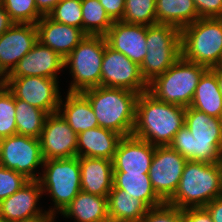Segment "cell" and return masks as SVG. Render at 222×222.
Listing matches in <instances>:
<instances>
[{
  "label": "cell",
  "mask_w": 222,
  "mask_h": 222,
  "mask_svg": "<svg viewBox=\"0 0 222 222\" xmlns=\"http://www.w3.org/2000/svg\"><path fill=\"white\" fill-rule=\"evenodd\" d=\"M141 222H184L183 209L164 203L150 208Z\"/></svg>",
  "instance_id": "cell-36"
},
{
  "label": "cell",
  "mask_w": 222,
  "mask_h": 222,
  "mask_svg": "<svg viewBox=\"0 0 222 222\" xmlns=\"http://www.w3.org/2000/svg\"><path fill=\"white\" fill-rule=\"evenodd\" d=\"M60 1L61 0H35V4L38 11L45 16L48 15Z\"/></svg>",
  "instance_id": "cell-42"
},
{
  "label": "cell",
  "mask_w": 222,
  "mask_h": 222,
  "mask_svg": "<svg viewBox=\"0 0 222 222\" xmlns=\"http://www.w3.org/2000/svg\"><path fill=\"white\" fill-rule=\"evenodd\" d=\"M190 107L214 118L222 117V92L216 74L211 69H207L200 77Z\"/></svg>",
  "instance_id": "cell-24"
},
{
  "label": "cell",
  "mask_w": 222,
  "mask_h": 222,
  "mask_svg": "<svg viewBox=\"0 0 222 222\" xmlns=\"http://www.w3.org/2000/svg\"><path fill=\"white\" fill-rule=\"evenodd\" d=\"M49 114L27 102L15 99V122L18 135L38 138Z\"/></svg>",
  "instance_id": "cell-29"
},
{
  "label": "cell",
  "mask_w": 222,
  "mask_h": 222,
  "mask_svg": "<svg viewBox=\"0 0 222 222\" xmlns=\"http://www.w3.org/2000/svg\"><path fill=\"white\" fill-rule=\"evenodd\" d=\"M36 27L38 41L63 59L87 36L82 29L56 22L48 15L43 16Z\"/></svg>",
  "instance_id": "cell-18"
},
{
  "label": "cell",
  "mask_w": 222,
  "mask_h": 222,
  "mask_svg": "<svg viewBox=\"0 0 222 222\" xmlns=\"http://www.w3.org/2000/svg\"><path fill=\"white\" fill-rule=\"evenodd\" d=\"M155 9L157 23L180 30L199 19L194 0H156Z\"/></svg>",
  "instance_id": "cell-28"
},
{
  "label": "cell",
  "mask_w": 222,
  "mask_h": 222,
  "mask_svg": "<svg viewBox=\"0 0 222 222\" xmlns=\"http://www.w3.org/2000/svg\"><path fill=\"white\" fill-rule=\"evenodd\" d=\"M57 84V79L45 77H5V85L15 99L23 100L48 114L59 110L61 96Z\"/></svg>",
  "instance_id": "cell-11"
},
{
  "label": "cell",
  "mask_w": 222,
  "mask_h": 222,
  "mask_svg": "<svg viewBox=\"0 0 222 222\" xmlns=\"http://www.w3.org/2000/svg\"><path fill=\"white\" fill-rule=\"evenodd\" d=\"M113 186L142 200L149 208L165 203L154 191L148 173L114 172Z\"/></svg>",
  "instance_id": "cell-25"
},
{
  "label": "cell",
  "mask_w": 222,
  "mask_h": 222,
  "mask_svg": "<svg viewBox=\"0 0 222 222\" xmlns=\"http://www.w3.org/2000/svg\"><path fill=\"white\" fill-rule=\"evenodd\" d=\"M38 42L36 24L15 23L0 36V72L6 77Z\"/></svg>",
  "instance_id": "cell-15"
},
{
  "label": "cell",
  "mask_w": 222,
  "mask_h": 222,
  "mask_svg": "<svg viewBox=\"0 0 222 222\" xmlns=\"http://www.w3.org/2000/svg\"><path fill=\"white\" fill-rule=\"evenodd\" d=\"M147 54L140 65L142 77L150 83L165 73L181 56V30L169 24L146 26Z\"/></svg>",
  "instance_id": "cell-7"
},
{
  "label": "cell",
  "mask_w": 222,
  "mask_h": 222,
  "mask_svg": "<svg viewBox=\"0 0 222 222\" xmlns=\"http://www.w3.org/2000/svg\"><path fill=\"white\" fill-rule=\"evenodd\" d=\"M104 37L110 48L121 52L139 66L142 64L147 54L146 26L114 21Z\"/></svg>",
  "instance_id": "cell-16"
},
{
  "label": "cell",
  "mask_w": 222,
  "mask_h": 222,
  "mask_svg": "<svg viewBox=\"0 0 222 222\" xmlns=\"http://www.w3.org/2000/svg\"><path fill=\"white\" fill-rule=\"evenodd\" d=\"M82 30L87 35H105L114 21L99 0H81Z\"/></svg>",
  "instance_id": "cell-30"
},
{
  "label": "cell",
  "mask_w": 222,
  "mask_h": 222,
  "mask_svg": "<svg viewBox=\"0 0 222 222\" xmlns=\"http://www.w3.org/2000/svg\"><path fill=\"white\" fill-rule=\"evenodd\" d=\"M155 146L133 135L123 136L113 162L114 172L149 173Z\"/></svg>",
  "instance_id": "cell-17"
},
{
  "label": "cell",
  "mask_w": 222,
  "mask_h": 222,
  "mask_svg": "<svg viewBox=\"0 0 222 222\" xmlns=\"http://www.w3.org/2000/svg\"><path fill=\"white\" fill-rule=\"evenodd\" d=\"M106 39L103 35H87L64 59L70 64L74 81L68 92H82L101 86V67Z\"/></svg>",
  "instance_id": "cell-8"
},
{
  "label": "cell",
  "mask_w": 222,
  "mask_h": 222,
  "mask_svg": "<svg viewBox=\"0 0 222 222\" xmlns=\"http://www.w3.org/2000/svg\"><path fill=\"white\" fill-rule=\"evenodd\" d=\"M188 161H222V120L186 107L184 126L169 145Z\"/></svg>",
  "instance_id": "cell-1"
},
{
  "label": "cell",
  "mask_w": 222,
  "mask_h": 222,
  "mask_svg": "<svg viewBox=\"0 0 222 222\" xmlns=\"http://www.w3.org/2000/svg\"><path fill=\"white\" fill-rule=\"evenodd\" d=\"M199 18H222V0H194Z\"/></svg>",
  "instance_id": "cell-37"
},
{
  "label": "cell",
  "mask_w": 222,
  "mask_h": 222,
  "mask_svg": "<svg viewBox=\"0 0 222 222\" xmlns=\"http://www.w3.org/2000/svg\"><path fill=\"white\" fill-rule=\"evenodd\" d=\"M101 86L124 88L138 94L148 91L140 66L108 45L102 59Z\"/></svg>",
  "instance_id": "cell-13"
},
{
  "label": "cell",
  "mask_w": 222,
  "mask_h": 222,
  "mask_svg": "<svg viewBox=\"0 0 222 222\" xmlns=\"http://www.w3.org/2000/svg\"><path fill=\"white\" fill-rule=\"evenodd\" d=\"M215 74L219 82L220 91L222 92V66H217L211 69Z\"/></svg>",
  "instance_id": "cell-44"
},
{
  "label": "cell",
  "mask_w": 222,
  "mask_h": 222,
  "mask_svg": "<svg viewBox=\"0 0 222 222\" xmlns=\"http://www.w3.org/2000/svg\"><path fill=\"white\" fill-rule=\"evenodd\" d=\"M0 222H6L3 218L0 217Z\"/></svg>",
  "instance_id": "cell-47"
},
{
  "label": "cell",
  "mask_w": 222,
  "mask_h": 222,
  "mask_svg": "<svg viewBox=\"0 0 222 222\" xmlns=\"http://www.w3.org/2000/svg\"><path fill=\"white\" fill-rule=\"evenodd\" d=\"M54 215H38L13 222H53Z\"/></svg>",
  "instance_id": "cell-43"
},
{
  "label": "cell",
  "mask_w": 222,
  "mask_h": 222,
  "mask_svg": "<svg viewBox=\"0 0 222 222\" xmlns=\"http://www.w3.org/2000/svg\"><path fill=\"white\" fill-rule=\"evenodd\" d=\"M205 66L189 62L182 56L163 74L148 83V92L162 102L190 107Z\"/></svg>",
  "instance_id": "cell-6"
},
{
  "label": "cell",
  "mask_w": 222,
  "mask_h": 222,
  "mask_svg": "<svg viewBox=\"0 0 222 222\" xmlns=\"http://www.w3.org/2000/svg\"><path fill=\"white\" fill-rule=\"evenodd\" d=\"M185 112L186 107L157 100L148 91L140 93L132 135L153 146H169L184 126Z\"/></svg>",
  "instance_id": "cell-2"
},
{
  "label": "cell",
  "mask_w": 222,
  "mask_h": 222,
  "mask_svg": "<svg viewBox=\"0 0 222 222\" xmlns=\"http://www.w3.org/2000/svg\"><path fill=\"white\" fill-rule=\"evenodd\" d=\"M14 24L15 23L12 21L10 15L7 13L0 1V36Z\"/></svg>",
  "instance_id": "cell-41"
},
{
  "label": "cell",
  "mask_w": 222,
  "mask_h": 222,
  "mask_svg": "<svg viewBox=\"0 0 222 222\" xmlns=\"http://www.w3.org/2000/svg\"><path fill=\"white\" fill-rule=\"evenodd\" d=\"M184 222H213L205 207H191L183 209Z\"/></svg>",
  "instance_id": "cell-38"
},
{
  "label": "cell",
  "mask_w": 222,
  "mask_h": 222,
  "mask_svg": "<svg viewBox=\"0 0 222 222\" xmlns=\"http://www.w3.org/2000/svg\"><path fill=\"white\" fill-rule=\"evenodd\" d=\"M81 191L108 197L113 187V162L105 158L79 157Z\"/></svg>",
  "instance_id": "cell-21"
},
{
  "label": "cell",
  "mask_w": 222,
  "mask_h": 222,
  "mask_svg": "<svg viewBox=\"0 0 222 222\" xmlns=\"http://www.w3.org/2000/svg\"><path fill=\"white\" fill-rule=\"evenodd\" d=\"M43 166L45 172L38 179L41 189L51 194L55 209L62 213L81 191L79 157L44 160Z\"/></svg>",
  "instance_id": "cell-9"
},
{
  "label": "cell",
  "mask_w": 222,
  "mask_h": 222,
  "mask_svg": "<svg viewBox=\"0 0 222 222\" xmlns=\"http://www.w3.org/2000/svg\"><path fill=\"white\" fill-rule=\"evenodd\" d=\"M222 195L221 162L187 161L174 195L166 202L179 209L205 207Z\"/></svg>",
  "instance_id": "cell-4"
},
{
  "label": "cell",
  "mask_w": 222,
  "mask_h": 222,
  "mask_svg": "<svg viewBox=\"0 0 222 222\" xmlns=\"http://www.w3.org/2000/svg\"><path fill=\"white\" fill-rule=\"evenodd\" d=\"M28 181L29 179L21 173L0 166V202L14 194Z\"/></svg>",
  "instance_id": "cell-35"
},
{
  "label": "cell",
  "mask_w": 222,
  "mask_h": 222,
  "mask_svg": "<svg viewBox=\"0 0 222 222\" xmlns=\"http://www.w3.org/2000/svg\"><path fill=\"white\" fill-rule=\"evenodd\" d=\"M99 2L113 21L122 20L125 0H99Z\"/></svg>",
  "instance_id": "cell-39"
},
{
  "label": "cell",
  "mask_w": 222,
  "mask_h": 222,
  "mask_svg": "<svg viewBox=\"0 0 222 222\" xmlns=\"http://www.w3.org/2000/svg\"><path fill=\"white\" fill-rule=\"evenodd\" d=\"M182 57L212 69L222 58V18H199L181 30Z\"/></svg>",
  "instance_id": "cell-5"
},
{
  "label": "cell",
  "mask_w": 222,
  "mask_h": 222,
  "mask_svg": "<svg viewBox=\"0 0 222 222\" xmlns=\"http://www.w3.org/2000/svg\"><path fill=\"white\" fill-rule=\"evenodd\" d=\"M205 208L211 215L213 222H222V195L209 202Z\"/></svg>",
  "instance_id": "cell-40"
},
{
  "label": "cell",
  "mask_w": 222,
  "mask_h": 222,
  "mask_svg": "<svg viewBox=\"0 0 222 222\" xmlns=\"http://www.w3.org/2000/svg\"><path fill=\"white\" fill-rule=\"evenodd\" d=\"M107 205L108 217L124 222H141L150 209L142 200L114 186L107 197Z\"/></svg>",
  "instance_id": "cell-27"
},
{
  "label": "cell",
  "mask_w": 222,
  "mask_h": 222,
  "mask_svg": "<svg viewBox=\"0 0 222 222\" xmlns=\"http://www.w3.org/2000/svg\"><path fill=\"white\" fill-rule=\"evenodd\" d=\"M100 222H124V221H120V220H116V219H112V218H107L105 220H102Z\"/></svg>",
  "instance_id": "cell-45"
},
{
  "label": "cell",
  "mask_w": 222,
  "mask_h": 222,
  "mask_svg": "<svg viewBox=\"0 0 222 222\" xmlns=\"http://www.w3.org/2000/svg\"><path fill=\"white\" fill-rule=\"evenodd\" d=\"M81 93L91 104L100 127L122 137L132 135L138 93L105 86L89 88Z\"/></svg>",
  "instance_id": "cell-3"
},
{
  "label": "cell",
  "mask_w": 222,
  "mask_h": 222,
  "mask_svg": "<svg viewBox=\"0 0 222 222\" xmlns=\"http://www.w3.org/2000/svg\"><path fill=\"white\" fill-rule=\"evenodd\" d=\"M187 161L170 146H155L148 174L154 191L165 203L177 190Z\"/></svg>",
  "instance_id": "cell-12"
},
{
  "label": "cell",
  "mask_w": 222,
  "mask_h": 222,
  "mask_svg": "<svg viewBox=\"0 0 222 222\" xmlns=\"http://www.w3.org/2000/svg\"><path fill=\"white\" fill-rule=\"evenodd\" d=\"M62 102L60 100L58 113L77 135L87 129L99 127L91 104L81 92H68L63 111Z\"/></svg>",
  "instance_id": "cell-23"
},
{
  "label": "cell",
  "mask_w": 222,
  "mask_h": 222,
  "mask_svg": "<svg viewBox=\"0 0 222 222\" xmlns=\"http://www.w3.org/2000/svg\"><path fill=\"white\" fill-rule=\"evenodd\" d=\"M62 214L77 222H100L108 218L107 197L80 191Z\"/></svg>",
  "instance_id": "cell-26"
},
{
  "label": "cell",
  "mask_w": 222,
  "mask_h": 222,
  "mask_svg": "<svg viewBox=\"0 0 222 222\" xmlns=\"http://www.w3.org/2000/svg\"><path fill=\"white\" fill-rule=\"evenodd\" d=\"M3 76L2 73L0 72V86H5V77H1Z\"/></svg>",
  "instance_id": "cell-46"
},
{
  "label": "cell",
  "mask_w": 222,
  "mask_h": 222,
  "mask_svg": "<svg viewBox=\"0 0 222 222\" xmlns=\"http://www.w3.org/2000/svg\"><path fill=\"white\" fill-rule=\"evenodd\" d=\"M48 16L56 22L82 29L81 0H61Z\"/></svg>",
  "instance_id": "cell-34"
},
{
  "label": "cell",
  "mask_w": 222,
  "mask_h": 222,
  "mask_svg": "<svg viewBox=\"0 0 222 222\" xmlns=\"http://www.w3.org/2000/svg\"><path fill=\"white\" fill-rule=\"evenodd\" d=\"M156 0H125L122 22L143 26L157 23Z\"/></svg>",
  "instance_id": "cell-31"
},
{
  "label": "cell",
  "mask_w": 222,
  "mask_h": 222,
  "mask_svg": "<svg viewBox=\"0 0 222 222\" xmlns=\"http://www.w3.org/2000/svg\"><path fill=\"white\" fill-rule=\"evenodd\" d=\"M14 23L36 24L43 15L38 11L35 0H0Z\"/></svg>",
  "instance_id": "cell-32"
},
{
  "label": "cell",
  "mask_w": 222,
  "mask_h": 222,
  "mask_svg": "<svg viewBox=\"0 0 222 222\" xmlns=\"http://www.w3.org/2000/svg\"><path fill=\"white\" fill-rule=\"evenodd\" d=\"M41 188L38 180H29L18 191L0 202V217L6 222H13L38 215H54V209L41 213V210L36 208L43 193Z\"/></svg>",
  "instance_id": "cell-20"
},
{
  "label": "cell",
  "mask_w": 222,
  "mask_h": 222,
  "mask_svg": "<svg viewBox=\"0 0 222 222\" xmlns=\"http://www.w3.org/2000/svg\"><path fill=\"white\" fill-rule=\"evenodd\" d=\"M15 134V97L5 85L0 90V139Z\"/></svg>",
  "instance_id": "cell-33"
},
{
  "label": "cell",
  "mask_w": 222,
  "mask_h": 222,
  "mask_svg": "<svg viewBox=\"0 0 222 222\" xmlns=\"http://www.w3.org/2000/svg\"><path fill=\"white\" fill-rule=\"evenodd\" d=\"M77 137L78 135L58 112L49 114L39 137L43 159L77 156Z\"/></svg>",
  "instance_id": "cell-14"
},
{
  "label": "cell",
  "mask_w": 222,
  "mask_h": 222,
  "mask_svg": "<svg viewBox=\"0 0 222 222\" xmlns=\"http://www.w3.org/2000/svg\"><path fill=\"white\" fill-rule=\"evenodd\" d=\"M64 67V59L38 41L6 77L37 76L56 79V73Z\"/></svg>",
  "instance_id": "cell-19"
},
{
  "label": "cell",
  "mask_w": 222,
  "mask_h": 222,
  "mask_svg": "<svg viewBox=\"0 0 222 222\" xmlns=\"http://www.w3.org/2000/svg\"><path fill=\"white\" fill-rule=\"evenodd\" d=\"M121 138L120 134L100 126L87 129L78 134L77 157L113 160Z\"/></svg>",
  "instance_id": "cell-22"
},
{
  "label": "cell",
  "mask_w": 222,
  "mask_h": 222,
  "mask_svg": "<svg viewBox=\"0 0 222 222\" xmlns=\"http://www.w3.org/2000/svg\"><path fill=\"white\" fill-rule=\"evenodd\" d=\"M43 162L38 138L15 134L0 139V166L13 169L29 180H38L33 171Z\"/></svg>",
  "instance_id": "cell-10"
}]
</instances>
